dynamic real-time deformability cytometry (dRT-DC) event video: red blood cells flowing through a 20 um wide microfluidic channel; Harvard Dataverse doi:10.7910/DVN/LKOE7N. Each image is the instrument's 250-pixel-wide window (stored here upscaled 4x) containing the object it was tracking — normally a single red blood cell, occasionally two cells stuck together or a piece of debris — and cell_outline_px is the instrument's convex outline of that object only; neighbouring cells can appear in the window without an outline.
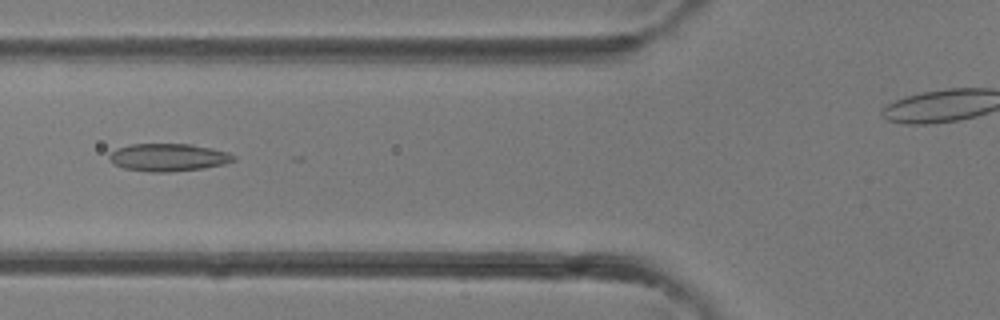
{"species": "common noctule bat (a hibernating species)", "species_latin": "Nyctalus noctula", "temperature_condition": "room temperature", "stored_images_in_passage": 23, "camera_frame_rate_fps": 3000, "um_per_image_px": 0.085, "animal": {"sex": "female"}, "frame": {"image": 1, "passage_image": 16, "time_ms": 5.0, "image_size_px": [1000, 320], "cell_outline_px": [[236, 160], [224, 164], [204, 168], [172, 172], [148, 172], [124, 168], [112, 164], [108, 156], [116, 148], [132, 144], [192, 144], [212, 148], [228, 152], [236, 156]], "centroid_in_image_um": [14.31, 13.38], "position_along_channel_um": 111.5, "area_um2": 20.23}}
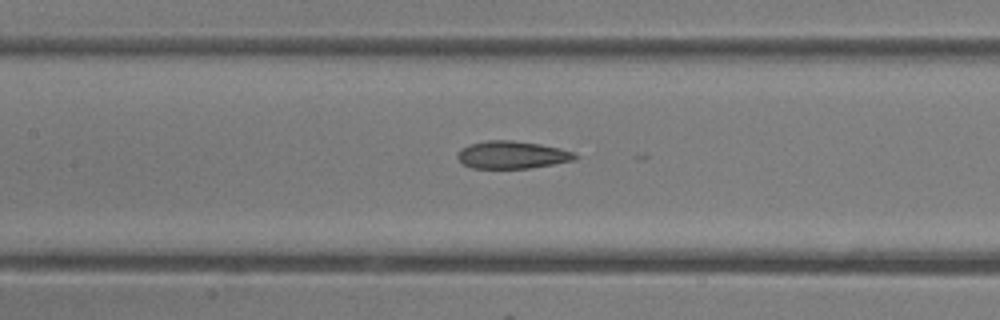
{"frame": {"image": 2, "passage_image": 19, "time_ms": 6.0, "image_size_px": [1000, 320], "cell_outline_px": [[580, 156], [576, 160], [528, 168], [472, 168], [464, 164], [456, 156], [460, 148], [468, 144], [484, 140], [512, 140], [540, 144], [560, 148], [572, 152]], "centroid_in_image_um": [43.51, 13.15], "position_along_channel_um": 163.9, "area_um2": 18.96}}
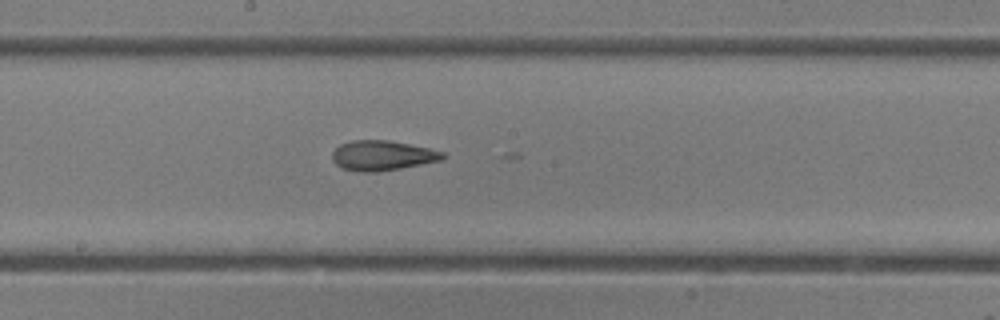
{"frame": {"image": 3, "passage_image": 22, "time_ms": 7.0, "image_size_px": [1000, 320], "cell_outline_px": [[448, 156], [440, 160], [400, 168], [376, 172], [360, 172], [344, 168], [336, 164], [332, 160], [332, 152], [340, 144], [352, 140], [388, 140], [428, 148], [444, 152]], "centroid_in_image_um": [32.48, 13.21], "position_along_channel_um": 215.7, "area_um2": 19.13}}